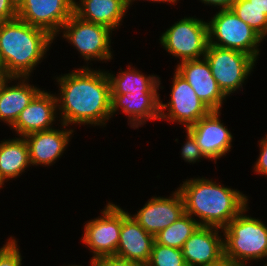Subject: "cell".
<instances>
[{
    "instance_id": "6da1fadb",
    "label": "cell",
    "mask_w": 267,
    "mask_h": 266,
    "mask_svg": "<svg viewBox=\"0 0 267 266\" xmlns=\"http://www.w3.org/2000/svg\"><path fill=\"white\" fill-rule=\"evenodd\" d=\"M103 68L75 67L67 73L54 74L61 123L74 129L87 125L104 130L111 122L110 81Z\"/></svg>"
},
{
    "instance_id": "7a4b0ae2",
    "label": "cell",
    "mask_w": 267,
    "mask_h": 266,
    "mask_svg": "<svg viewBox=\"0 0 267 266\" xmlns=\"http://www.w3.org/2000/svg\"><path fill=\"white\" fill-rule=\"evenodd\" d=\"M214 179L203 175L187 177L177 189L183 197L185 213L192 216L200 226L223 229L250 204V197Z\"/></svg>"
},
{
    "instance_id": "3957f363",
    "label": "cell",
    "mask_w": 267,
    "mask_h": 266,
    "mask_svg": "<svg viewBox=\"0 0 267 266\" xmlns=\"http://www.w3.org/2000/svg\"><path fill=\"white\" fill-rule=\"evenodd\" d=\"M55 43L47 31L18 17L0 23V53L9 77H33Z\"/></svg>"
},
{
    "instance_id": "277c9868",
    "label": "cell",
    "mask_w": 267,
    "mask_h": 266,
    "mask_svg": "<svg viewBox=\"0 0 267 266\" xmlns=\"http://www.w3.org/2000/svg\"><path fill=\"white\" fill-rule=\"evenodd\" d=\"M249 210L250 205L222 229L224 258L236 266L267 265V224Z\"/></svg>"
},
{
    "instance_id": "5b68a950",
    "label": "cell",
    "mask_w": 267,
    "mask_h": 266,
    "mask_svg": "<svg viewBox=\"0 0 267 266\" xmlns=\"http://www.w3.org/2000/svg\"><path fill=\"white\" fill-rule=\"evenodd\" d=\"M115 32L106 26L95 24L81 19L75 13L62 26L54 41L62 39L73 47L78 53V58L84 61L83 66L92 68L95 63L112 62L115 56L113 47ZM113 36V37H112ZM113 41V42H112ZM98 61V62H97ZM90 65V66H89Z\"/></svg>"
},
{
    "instance_id": "8992f818",
    "label": "cell",
    "mask_w": 267,
    "mask_h": 266,
    "mask_svg": "<svg viewBox=\"0 0 267 266\" xmlns=\"http://www.w3.org/2000/svg\"><path fill=\"white\" fill-rule=\"evenodd\" d=\"M176 20L160 33L158 43L171 58L177 60L176 65L204 58L209 44L207 20L196 15H186Z\"/></svg>"
},
{
    "instance_id": "52a82bcc",
    "label": "cell",
    "mask_w": 267,
    "mask_h": 266,
    "mask_svg": "<svg viewBox=\"0 0 267 266\" xmlns=\"http://www.w3.org/2000/svg\"><path fill=\"white\" fill-rule=\"evenodd\" d=\"M207 22L208 45L244 52L258 62L264 39L231 9L216 10Z\"/></svg>"
},
{
    "instance_id": "ba28073f",
    "label": "cell",
    "mask_w": 267,
    "mask_h": 266,
    "mask_svg": "<svg viewBox=\"0 0 267 266\" xmlns=\"http://www.w3.org/2000/svg\"><path fill=\"white\" fill-rule=\"evenodd\" d=\"M204 58L208 61L219 88L229 98L241 91L243 94L244 85L255 72L258 63L244 52L214 45H208Z\"/></svg>"
},
{
    "instance_id": "9c48e42d",
    "label": "cell",
    "mask_w": 267,
    "mask_h": 266,
    "mask_svg": "<svg viewBox=\"0 0 267 266\" xmlns=\"http://www.w3.org/2000/svg\"><path fill=\"white\" fill-rule=\"evenodd\" d=\"M100 216L91 218L83 224L81 242L89 253L90 259L116 255L122 228V206L106 201L100 209Z\"/></svg>"
},
{
    "instance_id": "30bf717a",
    "label": "cell",
    "mask_w": 267,
    "mask_h": 266,
    "mask_svg": "<svg viewBox=\"0 0 267 266\" xmlns=\"http://www.w3.org/2000/svg\"><path fill=\"white\" fill-rule=\"evenodd\" d=\"M171 81L169 99L165 103L160 94V121L188 127L208 115L211 110L196 95L194 89L175 69Z\"/></svg>"
},
{
    "instance_id": "8fae6325",
    "label": "cell",
    "mask_w": 267,
    "mask_h": 266,
    "mask_svg": "<svg viewBox=\"0 0 267 266\" xmlns=\"http://www.w3.org/2000/svg\"><path fill=\"white\" fill-rule=\"evenodd\" d=\"M74 1L17 0V17L31 26L44 29L55 38L74 13Z\"/></svg>"
},
{
    "instance_id": "7c38bea8",
    "label": "cell",
    "mask_w": 267,
    "mask_h": 266,
    "mask_svg": "<svg viewBox=\"0 0 267 266\" xmlns=\"http://www.w3.org/2000/svg\"><path fill=\"white\" fill-rule=\"evenodd\" d=\"M222 111H211L187 130L194 136L204 157L214 164L232 151L233 138L230 128L224 124Z\"/></svg>"
},
{
    "instance_id": "4fadbf2b",
    "label": "cell",
    "mask_w": 267,
    "mask_h": 266,
    "mask_svg": "<svg viewBox=\"0 0 267 266\" xmlns=\"http://www.w3.org/2000/svg\"><path fill=\"white\" fill-rule=\"evenodd\" d=\"M75 129L60 123L58 127L34 132L24 138L29 147L32 167H47L54 165L63 157L74 137Z\"/></svg>"
},
{
    "instance_id": "5bb4252c",
    "label": "cell",
    "mask_w": 267,
    "mask_h": 266,
    "mask_svg": "<svg viewBox=\"0 0 267 266\" xmlns=\"http://www.w3.org/2000/svg\"><path fill=\"white\" fill-rule=\"evenodd\" d=\"M43 88L20 113L9 129L13 136L25 137L28 134L49 130L61 122L58 116L57 98L54 91Z\"/></svg>"
},
{
    "instance_id": "9a60e30c",
    "label": "cell",
    "mask_w": 267,
    "mask_h": 266,
    "mask_svg": "<svg viewBox=\"0 0 267 266\" xmlns=\"http://www.w3.org/2000/svg\"><path fill=\"white\" fill-rule=\"evenodd\" d=\"M169 196L151 195L142 208L131 215L148 233L156 235L185 213L184 201L176 188Z\"/></svg>"
},
{
    "instance_id": "2e32d148",
    "label": "cell",
    "mask_w": 267,
    "mask_h": 266,
    "mask_svg": "<svg viewBox=\"0 0 267 266\" xmlns=\"http://www.w3.org/2000/svg\"><path fill=\"white\" fill-rule=\"evenodd\" d=\"M182 253L187 266H213L224 258L223 230L212 226H199L186 240Z\"/></svg>"
},
{
    "instance_id": "e0dca14e",
    "label": "cell",
    "mask_w": 267,
    "mask_h": 266,
    "mask_svg": "<svg viewBox=\"0 0 267 266\" xmlns=\"http://www.w3.org/2000/svg\"><path fill=\"white\" fill-rule=\"evenodd\" d=\"M174 69L186 79L211 111H223L228 97L219 88L205 58L183 61L174 65Z\"/></svg>"
},
{
    "instance_id": "ac0fdd59",
    "label": "cell",
    "mask_w": 267,
    "mask_h": 266,
    "mask_svg": "<svg viewBox=\"0 0 267 266\" xmlns=\"http://www.w3.org/2000/svg\"><path fill=\"white\" fill-rule=\"evenodd\" d=\"M119 114L126 115L127 125L134 130L148 121H160V94H111V120Z\"/></svg>"
},
{
    "instance_id": "d6986e66",
    "label": "cell",
    "mask_w": 267,
    "mask_h": 266,
    "mask_svg": "<svg viewBox=\"0 0 267 266\" xmlns=\"http://www.w3.org/2000/svg\"><path fill=\"white\" fill-rule=\"evenodd\" d=\"M122 208V228L117 246V257L139 264H147L155 242V236L148 233L128 212Z\"/></svg>"
},
{
    "instance_id": "ffe728a7",
    "label": "cell",
    "mask_w": 267,
    "mask_h": 266,
    "mask_svg": "<svg viewBox=\"0 0 267 266\" xmlns=\"http://www.w3.org/2000/svg\"><path fill=\"white\" fill-rule=\"evenodd\" d=\"M31 80L33 81L32 77H9L0 90V122L9 128L43 89Z\"/></svg>"
},
{
    "instance_id": "44dd1931",
    "label": "cell",
    "mask_w": 267,
    "mask_h": 266,
    "mask_svg": "<svg viewBox=\"0 0 267 266\" xmlns=\"http://www.w3.org/2000/svg\"><path fill=\"white\" fill-rule=\"evenodd\" d=\"M129 12L127 0H75L74 13L83 20L118 31Z\"/></svg>"
},
{
    "instance_id": "7402d4cb",
    "label": "cell",
    "mask_w": 267,
    "mask_h": 266,
    "mask_svg": "<svg viewBox=\"0 0 267 266\" xmlns=\"http://www.w3.org/2000/svg\"><path fill=\"white\" fill-rule=\"evenodd\" d=\"M119 71L106 70L110 81L111 94H126L130 92L132 94H160L159 91L165 87L160 75L146 74L130 62L126 64V69L120 67ZM161 89V90H160Z\"/></svg>"
},
{
    "instance_id": "603a6c76",
    "label": "cell",
    "mask_w": 267,
    "mask_h": 266,
    "mask_svg": "<svg viewBox=\"0 0 267 266\" xmlns=\"http://www.w3.org/2000/svg\"><path fill=\"white\" fill-rule=\"evenodd\" d=\"M27 169H32V165L25 138L15 136L0 140V178L5 184L26 174Z\"/></svg>"
},
{
    "instance_id": "cb8c5ba5",
    "label": "cell",
    "mask_w": 267,
    "mask_h": 266,
    "mask_svg": "<svg viewBox=\"0 0 267 266\" xmlns=\"http://www.w3.org/2000/svg\"><path fill=\"white\" fill-rule=\"evenodd\" d=\"M199 226V223L192 216L184 213L171 225L157 233L155 241L168 247L182 248L186 240Z\"/></svg>"
},
{
    "instance_id": "d4e9b609",
    "label": "cell",
    "mask_w": 267,
    "mask_h": 266,
    "mask_svg": "<svg viewBox=\"0 0 267 266\" xmlns=\"http://www.w3.org/2000/svg\"><path fill=\"white\" fill-rule=\"evenodd\" d=\"M265 41L267 40V15L249 0H235L230 8Z\"/></svg>"
},
{
    "instance_id": "484cf974",
    "label": "cell",
    "mask_w": 267,
    "mask_h": 266,
    "mask_svg": "<svg viewBox=\"0 0 267 266\" xmlns=\"http://www.w3.org/2000/svg\"><path fill=\"white\" fill-rule=\"evenodd\" d=\"M147 264L149 266H187L183 257L182 248L168 247L156 241L153 244Z\"/></svg>"
},
{
    "instance_id": "4316f807",
    "label": "cell",
    "mask_w": 267,
    "mask_h": 266,
    "mask_svg": "<svg viewBox=\"0 0 267 266\" xmlns=\"http://www.w3.org/2000/svg\"><path fill=\"white\" fill-rule=\"evenodd\" d=\"M184 131L186 134L184 135L185 142L183 141L179 152L181 160H184V162L190 165L198 164L201 160H207L202 154L194 136L187 129H184L183 133Z\"/></svg>"
},
{
    "instance_id": "83f0119b",
    "label": "cell",
    "mask_w": 267,
    "mask_h": 266,
    "mask_svg": "<svg viewBox=\"0 0 267 266\" xmlns=\"http://www.w3.org/2000/svg\"><path fill=\"white\" fill-rule=\"evenodd\" d=\"M14 236L1 250H0V266H23L24 256L21 253L19 239ZM23 260V261H22Z\"/></svg>"
},
{
    "instance_id": "f1b7e54d",
    "label": "cell",
    "mask_w": 267,
    "mask_h": 266,
    "mask_svg": "<svg viewBox=\"0 0 267 266\" xmlns=\"http://www.w3.org/2000/svg\"><path fill=\"white\" fill-rule=\"evenodd\" d=\"M259 147V155L256 158L254 165L252 166V172L259 176H265L267 178V133L257 141Z\"/></svg>"
},
{
    "instance_id": "f546056e",
    "label": "cell",
    "mask_w": 267,
    "mask_h": 266,
    "mask_svg": "<svg viewBox=\"0 0 267 266\" xmlns=\"http://www.w3.org/2000/svg\"><path fill=\"white\" fill-rule=\"evenodd\" d=\"M90 266H138L139 263L115 255L89 259Z\"/></svg>"
},
{
    "instance_id": "4dcf8cb0",
    "label": "cell",
    "mask_w": 267,
    "mask_h": 266,
    "mask_svg": "<svg viewBox=\"0 0 267 266\" xmlns=\"http://www.w3.org/2000/svg\"><path fill=\"white\" fill-rule=\"evenodd\" d=\"M17 18V0H0V22Z\"/></svg>"
},
{
    "instance_id": "1f68e13d",
    "label": "cell",
    "mask_w": 267,
    "mask_h": 266,
    "mask_svg": "<svg viewBox=\"0 0 267 266\" xmlns=\"http://www.w3.org/2000/svg\"><path fill=\"white\" fill-rule=\"evenodd\" d=\"M204 6L213 7L214 10L230 9L235 0H197Z\"/></svg>"
},
{
    "instance_id": "d6a6232c",
    "label": "cell",
    "mask_w": 267,
    "mask_h": 266,
    "mask_svg": "<svg viewBox=\"0 0 267 266\" xmlns=\"http://www.w3.org/2000/svg\"><path fill=\"white\" fill-rule=\"evenodd\" d=\"M138 2V1H140V2H142V1H144L145 3H146V1L148 2V3H157V4H166V6L167 5H170V7L171 6H175V5H178L177 3H179L181 0H127V5H128V9H130V8H132L133 6L132 5H135V2Z\"/></svg>"
},
{
    "instance_id": "836d02e7",
    "label": "cell",
    "mask_w": 267,
    "mask_h": 266,
    "mask_svg": "<svg viewBox=\"0 0 267 266\" xmlns=\"http://www.w3.org/2000/svg\"><path fill=\"white\" fill-rule=\"evenodd\" d=\"M254 6L263 10L267 15V0H249Z\"/></svg>"
},
{
    "instance_id": "e575fe53",
    "label": "cell",
    "mask_w": 267,
    "mask_h": 266,
    "mask_svg": "<svg viewBox=\"0 0 267 266\" xmlns=\"http://www.w3.org/2000/svg\"><path fill=\"white\" fill-rule=\"evenodd\" d=\"M0 74H7V69L1 57V53H0Z\"/></svg>"
},
{
    "instance_id": "d590c367",
    "label": "cell",
    "mask_w": 267,
    "mask_h": 266,
    "mask_svg": "<svg viewBox=\"0 0 267 266\" xmlns=\"http://www.w3.org/2000/svg\"><path fill=\"white\" fill-rule=\"evenodd\" d=\"M8 78L7 74H0V90Z\"/></svg>"
},
{
    "instance_id": "8d00e7d4",
    "label": "cell",
    "mask_w": 267,
    "mask_h": 266,
    "mask_svg": "<svg viewBox=\"0 0 267 266\" xmlns=\"http://www.w3.org/2000/svg\"><path fill=\"white\" fill-rule=\"evenodd\" d=\"M213 266H236V265L232 264L229 260L224 259L219 264H216V265H213Z\"/></svg>"
},
{
    "instance_id": "74e56055",
    "label": "cell",
    "mask_w": 267,
    "mask_h": 266,
    "mask_svg": "<svg viewBox=\"0 0 267 266\" xmlns=\"http://www.w3.org/2000/svg\"><path fill=\"white\" fill-rule=\"evenodd\" d=\"M14 236L13 235H10V237L8 236L7 238L8 239H6L5 240V242H4V244H2L3 246H0V250L13 238Z\"/></svg>"
},
{
    "instance_id": "f35d334b",
    "label": "cell",
    "mask_w": 267,
    "mask_h": 266,
    "mask_svg": "<svg viewBox=\"0 0 267 266\" xmlns=\"http://www.w3.org/2000/svg\"><path fill=\"white\" fill-rule=\"evenodd\" d=\"M6 186L5 182L0 178V190L2 191V189ZM0 191V192H1Z\"/></svg>"
},
{
    "instance_id": "ab89813d",
    "label": "cell",
    "mask_w": 267,
    "mask_h": 266,
    "mask_svg": "<svg viewBox=\"0 0 267 266\" xmlns=\"http://www.w3.org/2000/svg\"><path fill=\"white\" fill-rule=\"evenodd\" d=\"M63 266H84V265H82V264H80V263H79V265H78V264H75V263H74V264H73V263H72V264H69V263H68V265L65 264V265H63Z\"/></svg>"
},
{
    "instance_id": "60d3db41",
    "label": "cell",
    "mask_w": 267,
    "mask_h": 266,
    "mask_svg": "<svg viewBox=\"0 0 267 266\" xmlns=\"http://www.w3.org/2000/svg\"><path fill=\"white\" fill-rule=\"evenodd\" d=\"M138 266H149L148 264H139Z\"/></svg>"
}]
</instances>
